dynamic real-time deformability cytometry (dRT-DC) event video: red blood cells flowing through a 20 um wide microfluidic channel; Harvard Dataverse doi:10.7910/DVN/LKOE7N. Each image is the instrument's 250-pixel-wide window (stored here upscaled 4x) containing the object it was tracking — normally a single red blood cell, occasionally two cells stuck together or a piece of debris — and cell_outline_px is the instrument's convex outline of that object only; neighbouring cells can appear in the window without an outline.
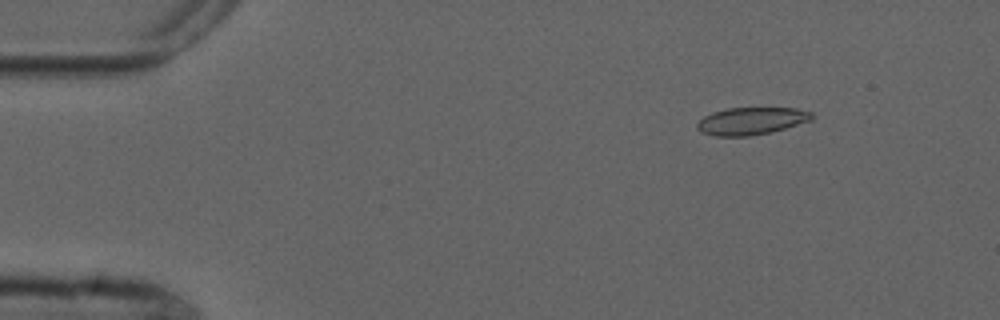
{"species": "common noctule bat (a hibernating species)", "species_latin": "Nyctalus noctula", "temperature_condition": "cold", "stored_images_in_passage": 4, "camera_frame_rate_fps": 3000, "um_per_image_px": 0.085, "animal": {"sex": "male", "forearm_length_mm": 52.5}, "frame": {"image": 1, "passage_image": 2, "time_ms": 1.333, "image_size_px": [1000, 320], "cell_outline_px": [[812, 120], [772, 132], [748, 136], [716, 136], [700, 132], [696, 128], [696, 124], [704, 116], [712, 112], [728, 108], [796, 108], [812, 112]], "centroid_in_image_um": [63.84, 10.28], "position_along_channel_um": 21.2, "area_um2": 18.32}}